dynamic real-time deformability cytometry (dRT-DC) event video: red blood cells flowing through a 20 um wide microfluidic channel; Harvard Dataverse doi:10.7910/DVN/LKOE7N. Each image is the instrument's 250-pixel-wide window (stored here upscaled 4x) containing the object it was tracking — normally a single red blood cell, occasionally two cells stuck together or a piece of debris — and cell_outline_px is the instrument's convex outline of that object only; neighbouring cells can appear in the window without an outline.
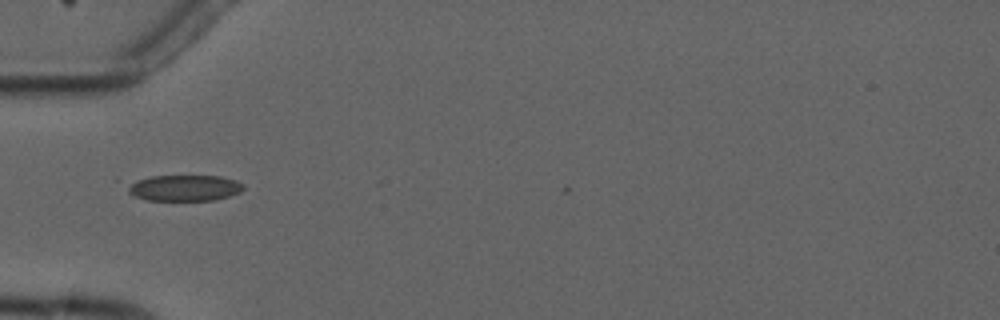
{"species": "common noctule bat (a hibernating species)", "species_latin": "Nyctalus noctula", "temperature_condition": "cold", "stored_images_in_passage": 3, "camera_frame_rate_fps": 3000, "um_per_image_px": 0.085, "animal": {"sex": "male", "forearm_length_mm": 52.5}, "frame": {"image": 1, "passage_image": 1, "time_ms": 0.0, "image_size_px": [1000, 320], "cell_outline_px": [[244, 188], [240, 192], [228, 196], [212, 200], [144, 200], [132, 196], [116, 180], [116, 176], [220, 176], [236, 180], [244, 184]], "centroid_in_image_um": [15.29, 15.92], "position_along_channel_um": 69.7, "area_um2": 19.02}}
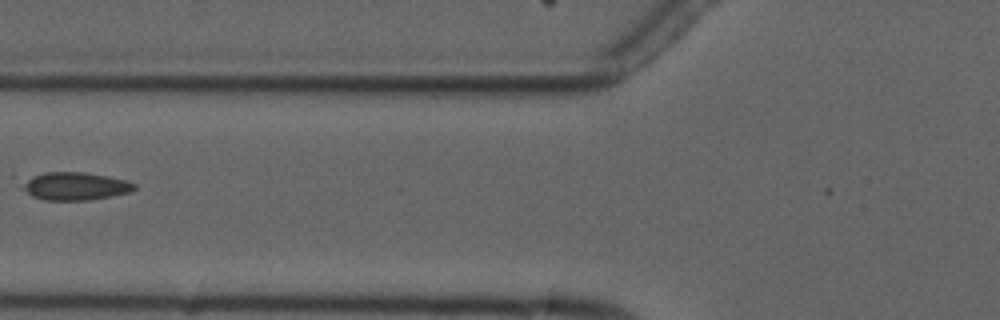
{"frame": {"image": 2, "passage_image": 2, "time_ms": 1.333, "image_size_px": [1000, 320], "cell_outline_px": [[136, 188], [128, 192], [88, 200], [44, 200], [32, 196], [24, 188], [20, 180], [44, 172], [84, 172], [108, 176], [128, 180], [136, 184]], "centroid_in_image_um": [6.36, 15.81], "position_along_channel_um": 119.4, "area_um2": 18.15}}
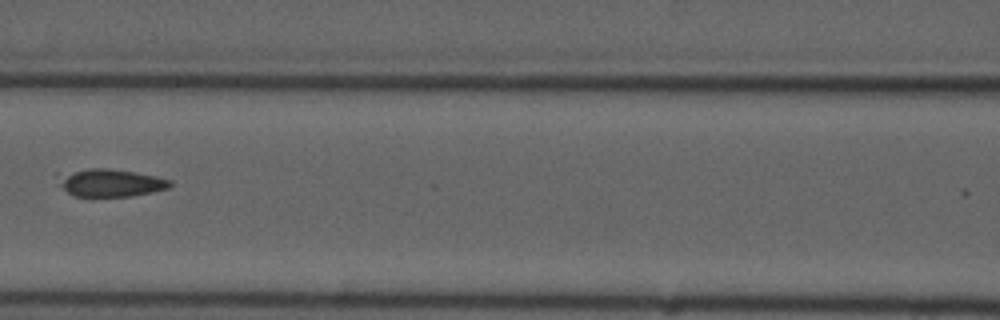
{"frame": {"image": 3, "passage_image": 3, "time_ms": 2.333, "image_size_px": [1000, 320], "cell_outline_px": [[172, 184], [168, 188], [152, 192], [132, 196], [72, 196], [60, 184], [56, 172], [88, 168], [108, 168], [132, 172], [172, 180]], "centroid_in_image_um": [9.31, 15.52], "position_along_channel_um": 157.3, "area_um2": 18.03}}